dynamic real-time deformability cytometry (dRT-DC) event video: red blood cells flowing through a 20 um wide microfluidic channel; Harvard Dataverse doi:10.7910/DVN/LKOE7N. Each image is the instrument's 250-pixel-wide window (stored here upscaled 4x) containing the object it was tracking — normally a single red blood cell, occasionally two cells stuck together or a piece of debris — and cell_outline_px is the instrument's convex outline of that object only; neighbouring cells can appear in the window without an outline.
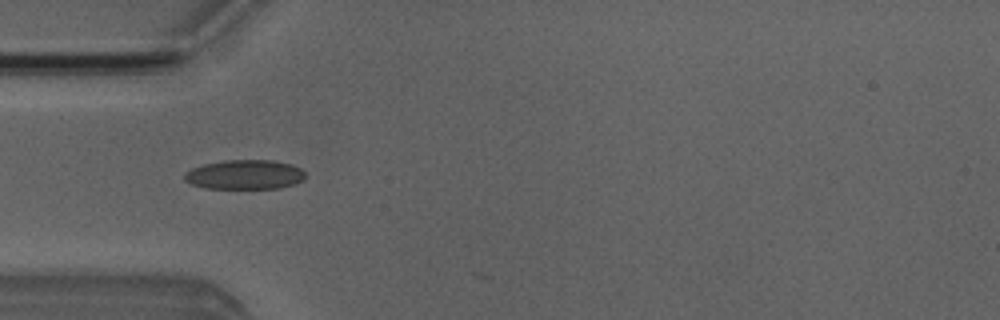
{"species": "Egyptian fruit bat (a non-hibernating species)", "species_latin": "Rousettus aegyptiacus", "temperature_condition": "room temperature", "stored_images_in_passage": 8, "camera_frame_rate_fps": 3000, "um_per_image_px": 0.085, "animal": {"sex": "male"}, "frame": {"image": 1, "passage_image": 5, "time_ms": 4.667, "image_size_px": [1000, 320], "cell_outline_px": [[304, 180], [296, 184], [280, 188], [204, 188], [192, 184], [184, 180], [184, 176], [192, 168], [204, 164], [224, 160], [272, 160], [292, 164], [300, 168], [304, 172]], "centroid_in_image_um": [20.84, 14.84], "position_along_channel_um": 64.2, "area_um2": 20.75}}